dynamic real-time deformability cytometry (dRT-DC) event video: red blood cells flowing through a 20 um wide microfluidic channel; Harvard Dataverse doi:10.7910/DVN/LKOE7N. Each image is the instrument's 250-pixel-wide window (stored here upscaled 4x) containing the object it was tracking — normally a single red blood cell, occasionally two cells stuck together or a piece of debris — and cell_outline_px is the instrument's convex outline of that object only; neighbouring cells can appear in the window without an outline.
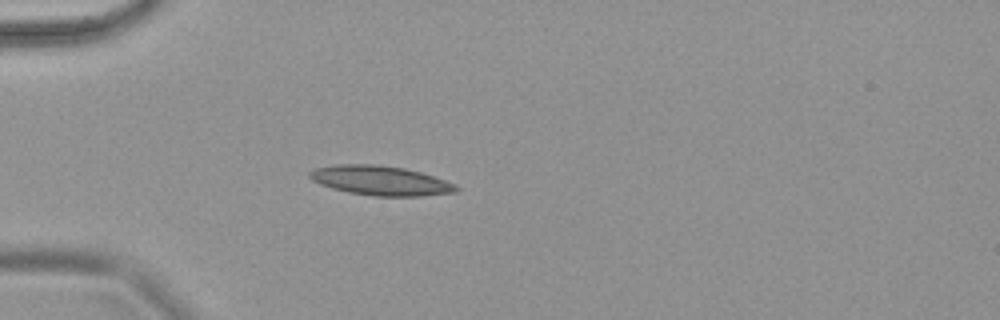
{"species": "common noctule bat (a hibernating species)", "species_latin": "Nyctalus noctula", "temperature_condition": "warm", "stored_images_in_passage": 48, "camera_frame_rate_fps": 3000, "um_per_image_px": 0.085, "animal": {"sex": "female", "body_mass_g": 18.4}, "frame": {"image": 1, "passage_image": 1, "time_ms": 0.0, "image_size_px": [1000, 320], "cell_outline_px": [[460, 188], [456, 192], [420, 196], [372, 196], [348, 192], [332, 188], [320, 184], [312, 180], [308, 176], [308, 172], [316, 168], [336, 164], [372, 164], [404, 168], [420, 172], [456, 184]], "centroid_in_image_um": [32.32, 15.35], "position_along_channel_um": 52.7, "area_um2": 25.14}}
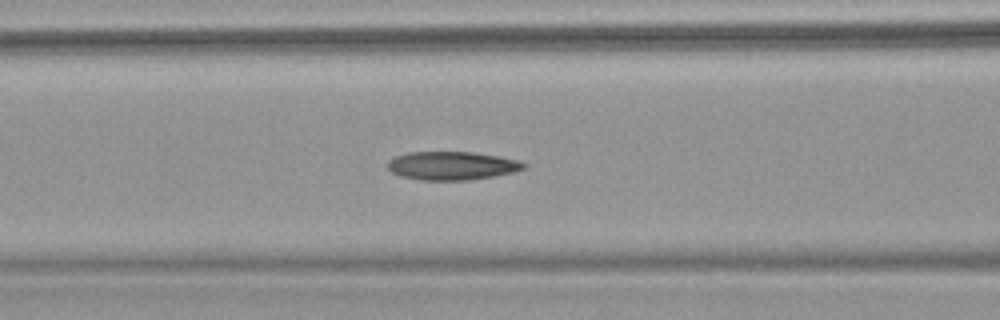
{"frame": {"image": 2, "passage_image": 10, "time_ms": 3.0, "image_size_px": [1000, 320], "cell_outline_px": [[528, 164], [524, 168], [512, 172], [472, 180], [420, 180], [400, 176], [392, 172], [388, 168], [388, 160], [396, 156], [408, 152], [472, 152], [496, 156], [516, 160]], "centroid_in_image_um": [38.37, 14.09], "position_along_channel_um": 128.2, "area_um2": 22.37}}
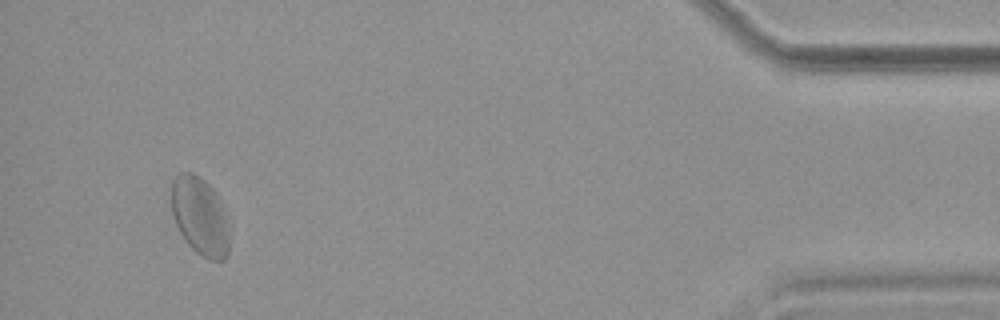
{"frame": {"image": 3, "passage_image": 45, "time_ms": 14.667, "image_size_px": [1000, 320], "cell_outline_px": [[228, 256], [224, 260], [208, 260], [196, 252], [188, 244], [180, 232], [176, 224], [172, 212], [172, 180], [180, 172], [192, 172], [200, 176], [216, 192], [228, 224]], "centroid_in_image_um": [16.99, 18.38], "position_along_channel_um": 418.2, "area_um2": 26.24}}